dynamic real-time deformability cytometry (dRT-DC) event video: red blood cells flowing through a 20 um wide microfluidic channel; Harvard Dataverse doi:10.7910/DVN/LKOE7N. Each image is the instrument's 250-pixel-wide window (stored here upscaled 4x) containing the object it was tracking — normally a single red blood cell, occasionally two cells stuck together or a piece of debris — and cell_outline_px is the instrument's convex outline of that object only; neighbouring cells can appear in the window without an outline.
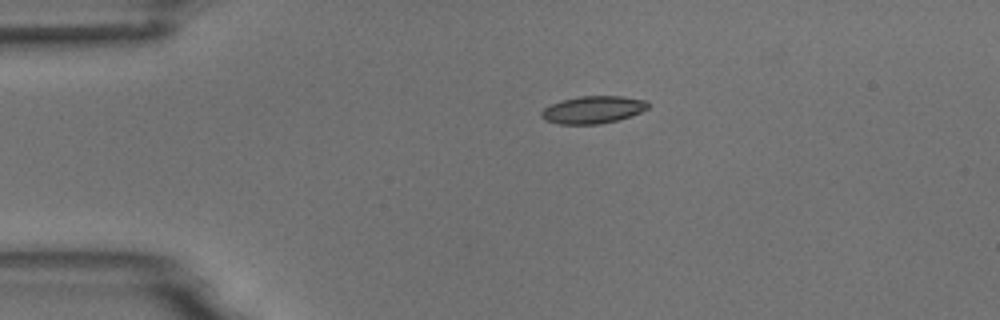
{"species": "common noctule bat (a hibernating species)", "species_latin": "Nyctalus noctula", "temperature_condition": "room temperature", "stored_images_in_passage": 2, "camera_frame_rate_fps": 3000, "um_per_image_px": 0.085, "animal": {"sex": "male", "body_mass_g": 18.8}, "frame": {"image": 1, "passage_image": 1, "time_ms": 0.0, "image_size_px": [1000, 320], "cell_outline_px": [[648, 108], [640, 112], [616, 120], [600, 124], [560, 124], [544, 120], [540, 116], [540, 112], [544, 108], [560, 100], [580, 96], [620, 96], [648, 100]], "centroid_in_image_um": [50.37, 9.32], "position_along_channel_um": 34.6, "area_um2": 16.99}}